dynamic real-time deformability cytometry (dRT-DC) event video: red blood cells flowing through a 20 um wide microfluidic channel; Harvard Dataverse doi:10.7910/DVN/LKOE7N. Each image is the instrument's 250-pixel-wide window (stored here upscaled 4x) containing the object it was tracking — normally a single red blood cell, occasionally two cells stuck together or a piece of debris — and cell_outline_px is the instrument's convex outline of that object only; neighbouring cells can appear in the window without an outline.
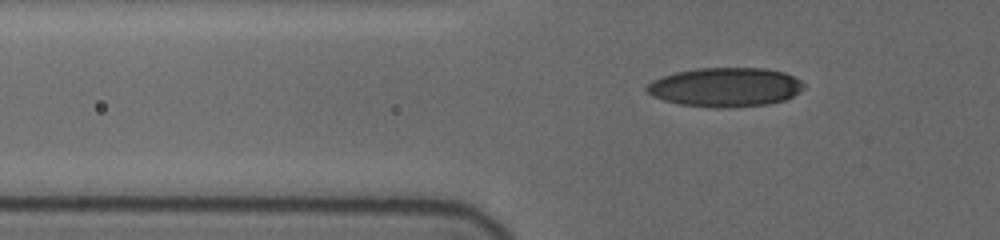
{"species": "human", "species_latin": "Homo sapiens", "temperature_condition": "cold", "stored_images_in_passage": 40, "camera_frame_rate_fps": 3000, "um_per_image_px": 0.085, "donor": {"sex": "female"}, "frame": {"image": 1, "passage_image": 7, "time_ms": 2.0, "image_size_px": [1000, 240], "cell_outline_px": [[804, 88], [800, 92], [784, 100], [768, 104], [732, 108], [708, 108], [680, 104], [664, 100], [652, 96], [644, 88], [652, 80], [676, 72], [696, 68], [764, 68], [784, 72], [800, 80], [804, 84]], "centroid_in_image_um": [61.65, 7.42], "position_along_channel_um": 64.1, "area_um2": 36.01}}
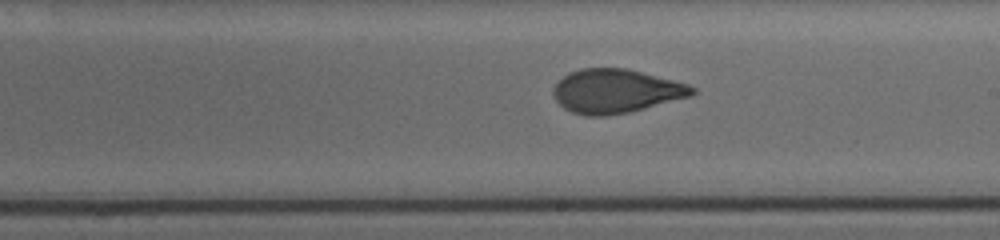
{"frame": {"image": 2, "passage_image": 20, "time_ms": 7.0, "image_size_px": [1000, 240], "cell_outline_px": [[696, 92], [692, 96], [628, 112], [608, 116], [584, 116], [572, 112], [564, 108], [556, 100], [552, 92], [552, 88], [568, 72], [580, 68], [628, 68], [688, 84], [696, 88]], "centroid_in_image_um": [52.34, 7.74], "position_along_channel_um": 236.7, "area_um2": 35.6}}
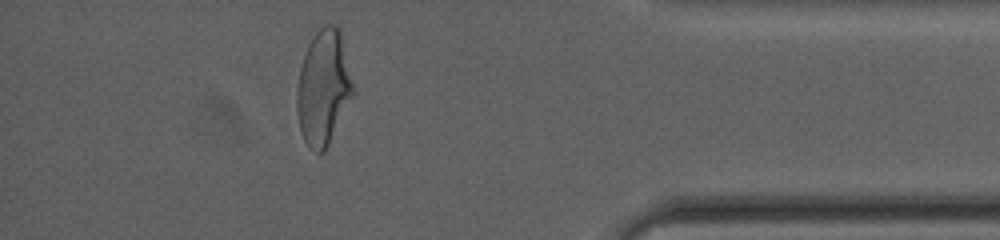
{"frame": {"image": 3, "passage_image": 35, "time_ms": 12.333, "image_size_px": [1000, 240], "cell_outline_px": [[352, 96], [324, 152], [316, 152], [304, 140], [300, 132], [296, 108], [296, 88], [300, 68], [308, 44], [316, 32], [324, 24], [332, 24], [340, 28], [352, 84]], "centroid_in_image_um": [27.45, 7.43], "position_along_channel_um": 407.8, "area_um2": 36.88}}